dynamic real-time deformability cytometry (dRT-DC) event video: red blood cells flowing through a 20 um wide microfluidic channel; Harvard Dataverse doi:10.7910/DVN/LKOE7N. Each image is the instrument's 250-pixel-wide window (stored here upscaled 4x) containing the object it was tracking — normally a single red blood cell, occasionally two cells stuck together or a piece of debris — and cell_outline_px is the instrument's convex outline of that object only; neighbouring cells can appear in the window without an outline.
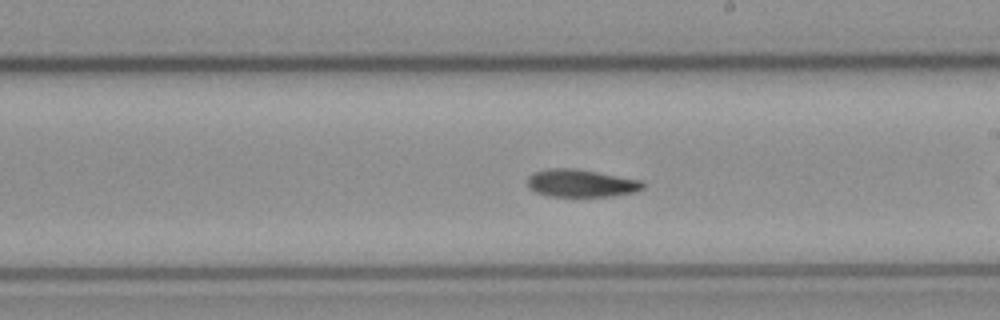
{"species": "common noctule bat (a hibernating species)", "species_latin": "Nyctalus noctula", "temperature_condition": "cold", "stored_images_in_passage": 18, "camera_frame_rate_fps": 3000, "um_per_image_px": 0.085, "animal": {"sex": "female", "body_mass_g": 21.9}, "frame": {"image": 1, "passage_image": 16, "time_ms": 5.0, "image_size_px": [1000, 320], "cell_outline_px": [[644, 188], [636, 192], [612, 196], [548, 196], [536, 192], [528, 188], [528, 176], [532, 172], [548, 168], [572, 168], [644, 180]], "centroid_in_image_um": [49.39, 15.57], "position_along_channel_um": 239.6, "area_um2": 18.73}}